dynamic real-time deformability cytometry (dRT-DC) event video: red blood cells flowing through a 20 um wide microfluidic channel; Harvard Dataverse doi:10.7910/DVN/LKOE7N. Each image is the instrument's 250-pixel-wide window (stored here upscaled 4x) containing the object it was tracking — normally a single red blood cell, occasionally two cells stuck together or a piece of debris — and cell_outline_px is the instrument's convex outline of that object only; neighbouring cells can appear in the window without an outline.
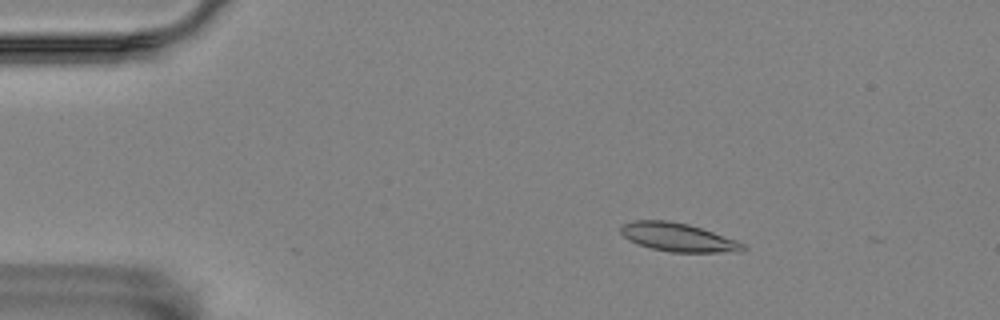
{"species": "Egyptian fruit bat (a non-hibernating species)", "species_latin": "Rousettus aegyptiacus", "temperature_condition": "room temperature", "stored_images_in_passage": 48, "camera_frame_rate_fps": 3000, "um_per_image_px": 0.085, "animal": {"sex": "female"}, "frame": {"image": 1, "passage_image": 1, "time_ms": 0.0, "image_size_px": [1000, 320], "cell_outline_px": [[748, 248], [740, 252], [672, 252], [652, 248], [636, 244], [628, 240], [620, 232], [620, 228], [624, 224], [636, 220], [668, 220], [688, 224], [748, 244]], "centroid_in_image_um": [57.66, 20.18], "position_along_channel_um": 27.3, "area_um2": 20.29}}
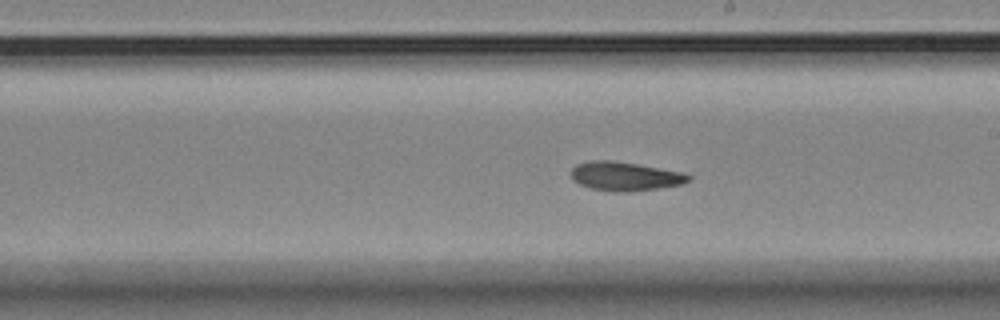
{"frame": {"image": 2, "passage_image": 24, "time_ms": 7.667, "image_size_px": [1000, 320], "cell_outline_px": [[692, 180], [680, 184], [656, 188], [624, 192], [616, 192], [588, 188], [572, 180], [572, 168], [576, 164], [592, 160], [612, 160], [684, 172], [692, 176]], "centroid_in_image_um": [53.12, 14.98], "position_along_channel_um": 235.9, "area_um2": 19.71}}
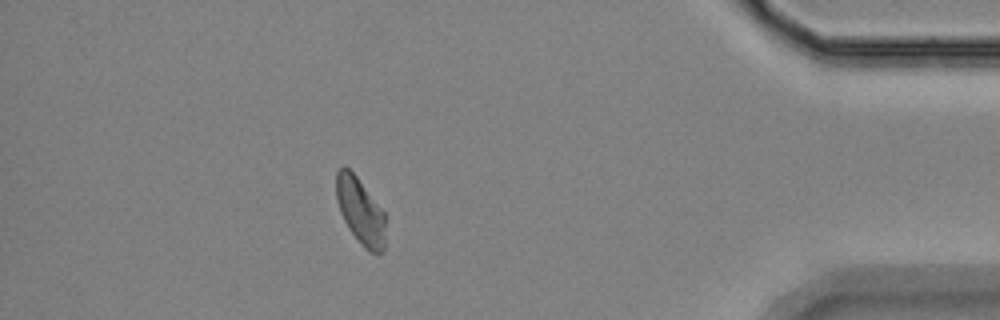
{"frame": {"image": 3, "passage_image": 42, "time_ms": 13.667, "image_size_px": [1000, 320], "cell_outline_px": [[384, 248], [380, 256], [376, 256], [368, 252], [360, 244], [348, 228], [340, 212], [336, 200], [336, 172], [344, 164], [356, 176], [384, 212]], "centroid_in_image_um": [30.62, 17.98], "position_along_channel_um": 404.6, "area_um2": 19.13}, "authors_computed_cell_mechanics": {"area_um2": 19.652, "velocity_mm_per_s": 3.5222, "shape_relaxation_time_tau1_ms": 6.8578, "shape_relaxation_time_tau2_ms": 2.0466, "deformation_change_tau1": 0.1414, "deformation_change_tau2": 0.076}}